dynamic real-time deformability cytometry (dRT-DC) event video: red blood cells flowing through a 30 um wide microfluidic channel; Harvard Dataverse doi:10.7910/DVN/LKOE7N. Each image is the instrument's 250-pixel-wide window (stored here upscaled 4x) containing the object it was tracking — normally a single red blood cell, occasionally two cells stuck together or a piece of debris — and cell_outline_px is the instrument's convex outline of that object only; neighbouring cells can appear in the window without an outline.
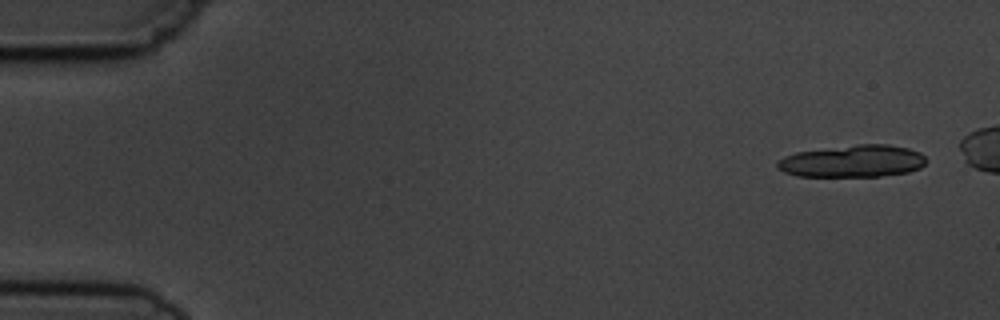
{"species": "common noctule bat (a hibernating species)", "species_latin": "Nyctalus noctula", "temperature_condition": "cold", "stored_images_in_passage": 9, "camera_frame_rate_fps": 3000, "um_per_image_px": 0.085, "animal": {"sex": "male", "body_mass_g": 19.5, "forearm_length_mm": 54.6}, "frame": {"image": 1, "passage_image": 1, "time_ms": 0.0, "image_size_px": [1000, 320], "cell_outline_px": [[928, 160], [920, 168], [908, 172], [880, 176], [796, 176], [784, 172], [776, 168], [776, 164], [784, 156], [796, 152], [856, 144], [888, 144], [908, 148], [920, 152]], "centroid_in_image_um": [72.48, 13.69], "position_along_channel_um": 12.5, "area_um2": 27.98}}
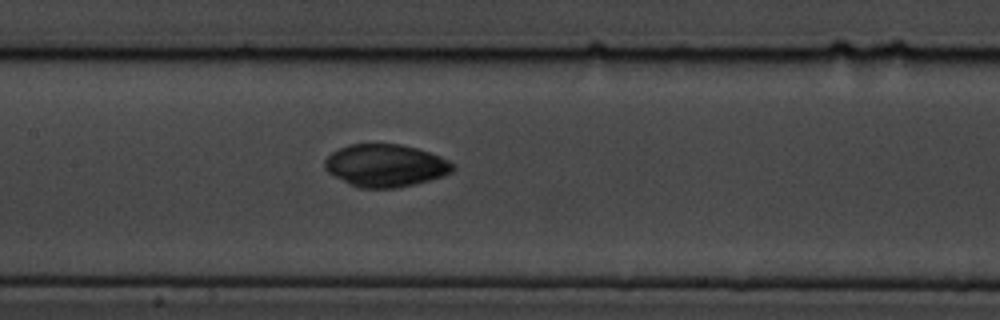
{"frame": {"image": 2, "passage_image": 9, "time_ms": 10.0, "image_size_px": [1000, 320], "cell_outline_px": [[456, 168], [452, 172], [428, 180], [396, 188], [360, 188], [328, 172], [324, 168], [324, 160], [332, 152], [348, 144], [400, 144], [416, 148], [440, 156], [456, 164]], "centroid_in_image_um": [32.78, 14.06], "position_along_channel_um": 174.6, "area_um2": 31.44}}